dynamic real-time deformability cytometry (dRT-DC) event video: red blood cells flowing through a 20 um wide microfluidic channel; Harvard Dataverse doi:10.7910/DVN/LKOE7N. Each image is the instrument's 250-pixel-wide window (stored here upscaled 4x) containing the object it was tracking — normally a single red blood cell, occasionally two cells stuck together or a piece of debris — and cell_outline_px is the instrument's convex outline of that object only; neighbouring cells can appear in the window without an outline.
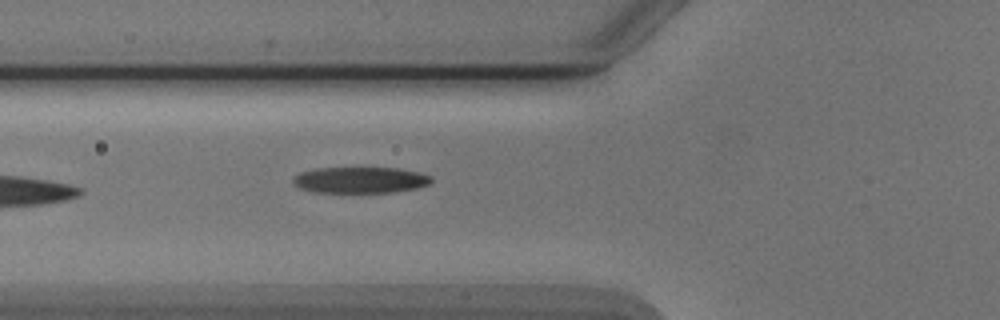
{"species": "Egyptian fruit bat (a non-hibernating species)", "species_latin": "Rousettus aegyptiacus", "temperature_condition": "cold", "stored_images_in_passage": 5, "camera_frame_rate_fps": 3000, "um_per_image_px": 0.085, "animal": {"sex": "male"}, "frame": {"image": 1, "passage_image": 5, "time_ms": 4.667, "image_size_px": [1000, 320], "cell_outline_px": [[432, 180], [428, 184], [416, 188], [396, 192], [312, 192], [300, 188], [292, 184], [292, 176], [300, 172], [316, 168], [400, 168], [420, 172], [432, 176]], "centroid_in_image_um": [30.59, 15.29], "position_along_channel_um": 95.2, "area_um2": 21.27}}